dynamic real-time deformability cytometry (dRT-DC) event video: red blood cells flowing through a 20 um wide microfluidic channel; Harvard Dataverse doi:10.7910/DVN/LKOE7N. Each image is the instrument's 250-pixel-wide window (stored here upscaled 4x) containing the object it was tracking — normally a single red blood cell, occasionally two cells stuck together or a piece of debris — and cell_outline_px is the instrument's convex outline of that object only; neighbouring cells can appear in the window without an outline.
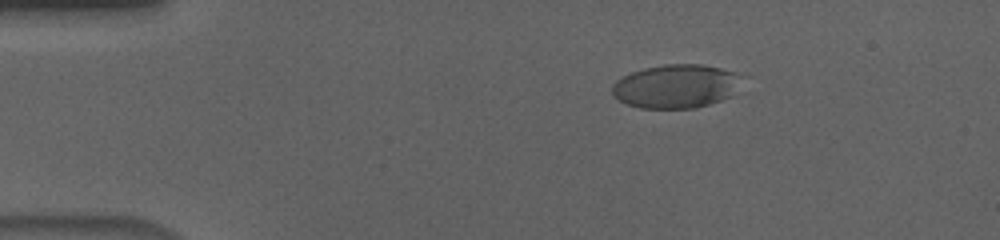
{"species": "human", "species_latin": "Homo sapiens", "temperature_condition": "cold", "stored_images_in_passage": 56, "camera_frame_rate_fps": 3000, "um_per_image_px": 0.085, "donor": {"sex": "male"}, "frame": {"image": 1, "passage_image": 10, "time_ms": 3.0, "image_size_px": [1000, 240], "cell_outline_px": [[736, 72], [732, 96], [696, 108], [640, 108], [628, 104], [612, 96], [612, 84], [616, 80], [632, 72], [644, 68], [664, 64], [704, 64]], "centroid_in_image_um": [57.36, 7.33], "position_along_channel_um": 27.6, "area_um2": 32.43}}
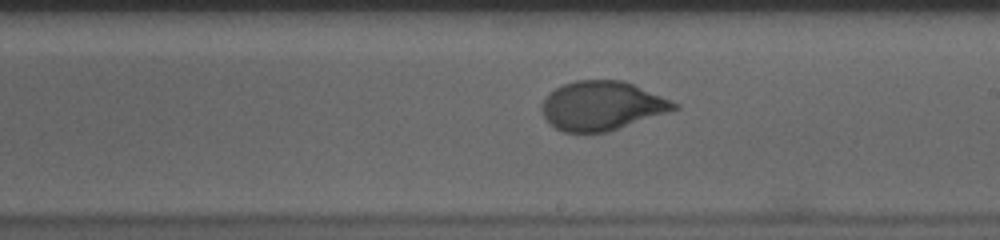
{"frame": {"image": 2, "passage_image": 33, "time_ms": 10.667, "image_size_px": [1000, 240], "cell_outline_px": [[680, 108], [608, 132], [564, 132], [548, 124], [540, 108], [540, 104], [548, 92], [564, 84], [576, 80], [624, 80], [672, 100], [680, 104]], "centroid_in_image_um": [51.15, 8.98], "position_along_channel_um": 237.9, "area_um2": 38.09}}
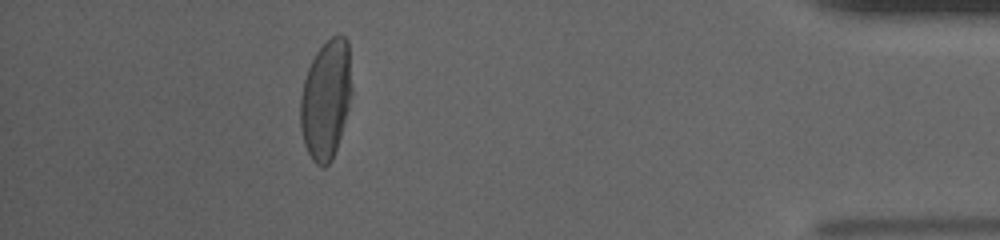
{"frame": {"image": 3, "passage_image": 51, "time_ms": 16.667, "image_size_px": [1000, 240], "cell_outline_px": [[352, 92], [348, 108], [340, 136], [332, 160], [324, 168], [316, 164], [312, 160], [304, 144], [300, 128], [300, 96], [304, 80], [308, 68], [316, 52], [332, 36], [340, 32], [348, 40], [352, 88]], "centroid_in_image_um": [27.7, 8.44], "position_along_channel_um": 407.5, "area_um2": 35.84}, "authors_computed_cell_mechanics": {"area_um2": 36.3851, "velocity_mm_per_s": 3.6481, "shape_relaxation_time_tau1_ms": 5.9138, "shape_relaxation_time_tau2_ms": null, "deformation_change_tau1": 0.2102, "deformation_change_tau2": null}}